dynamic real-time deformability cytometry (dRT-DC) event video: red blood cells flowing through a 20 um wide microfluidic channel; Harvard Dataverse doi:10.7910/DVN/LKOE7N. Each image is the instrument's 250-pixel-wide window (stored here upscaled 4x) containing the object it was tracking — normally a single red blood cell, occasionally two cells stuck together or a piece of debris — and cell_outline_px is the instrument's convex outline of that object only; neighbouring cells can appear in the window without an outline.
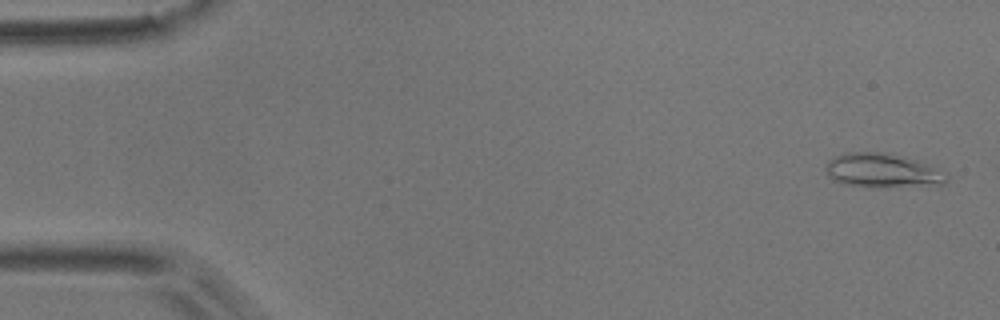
{"species": "common noctule bat (a hibernating species)", "species_latin": "Nyctalus noctula", "temperature_condition": "room temperature", "stored_images_in_passage": 54, "camera_frame_rate_fps": 3000, "um_per_image_px": 0.085, "animal": {"sex": "male", "body_mass_g": 17.9}, "frame": {"image": 1, "passage_image": 2, "time_ms": 0.333, "image_size_px": [1000, 320], "cell_outline_px": [[948, 180], [944, 184], [880, 188], [844, 184], [832, 180], [828, 176], [828, 160], [844, 152], [884, 152], [916, 160], [948, 172]], "centroid_in_image_um": [75.05, 14.51], "position_along_channel_um": 10.0, "area_um2": 24.16}}
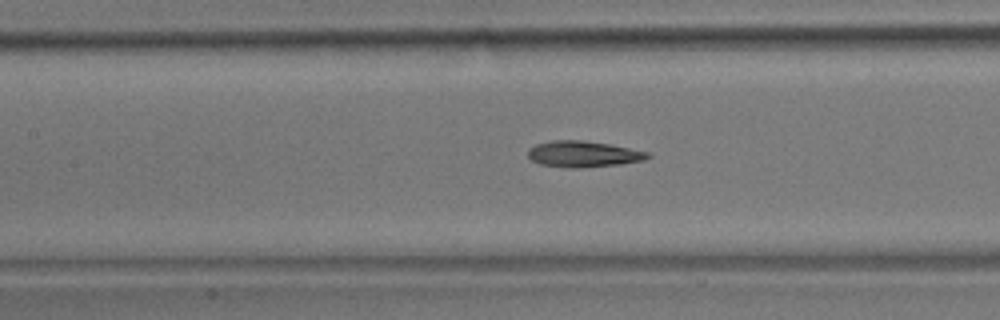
{"frame": {"image": 2, "passage_image": 24, "time_ms": 7.667, "image_size_px": [1000, 320], "cell_outline_px": [[652, 156], [644, 160], [620, 164], [576, 168], [568, 168], [540, 164], [532, 160], [528, 156], [528, 148], [536, 144], [552, 140], [580, 140], [612, 144], [648, 152]], "centroid_in_image_um": [49.58, 13.09], "position_along_channel_um": 157.8, "area_um2": 18.26}}
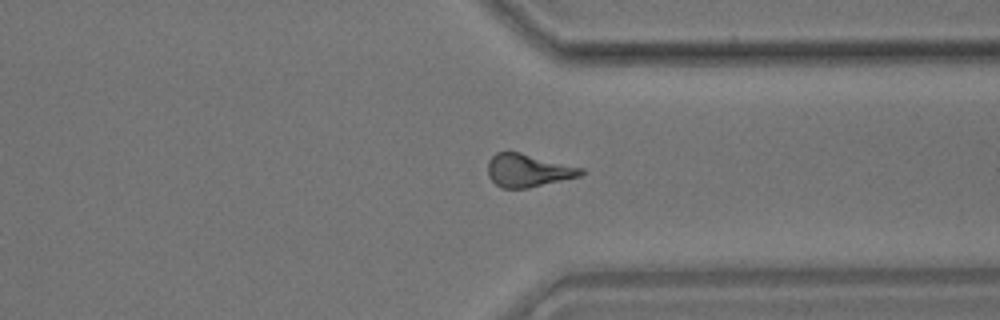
{"frame": {"image": 3, "passage_image": 41, "time_ms": 13.333, "image_size_px": [1000, 320], "cell_outline_px": [[584, 172], [580, 176], [528, 188], [500, 188], [488, 176], [488, 160], [496, 152], [520, 152], [584, 168]], "centroid_in_image_um": [44.87, 14.48], "position_along_channel_um": 366.5, "area_um2": 17.86}, "authors_computed_cell_mechanics": {"area_um2": 17.8313, "velocity_mm_per_s": 3.6985, "shape_relaxation_time_tau1_ms": 7.817, "shape_relaxation_time_tau2_ms": 3.2839, "deformation_change_tau1": 0.2007, "deformation_change_tau2": 0.1195}}